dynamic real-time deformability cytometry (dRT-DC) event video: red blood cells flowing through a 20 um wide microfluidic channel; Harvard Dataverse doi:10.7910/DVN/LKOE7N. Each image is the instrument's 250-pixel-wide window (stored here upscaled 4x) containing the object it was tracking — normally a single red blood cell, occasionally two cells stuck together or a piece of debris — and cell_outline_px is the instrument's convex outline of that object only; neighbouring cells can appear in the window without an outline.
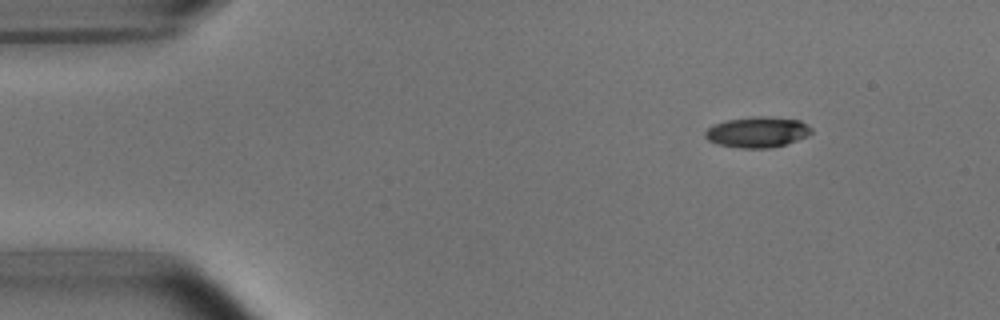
{"species": "common noctule bat (a hibernating species)", "species_latin": "Nyctalus noctula", "temperature_condition": "room temperature", "stored_images_in_passage": 9, "camera_frame_rate_fps": 3000, "um_per_image_px": 0.085, "animal": {"sex": "male", "body_mass_g": 15.6}, "frame": {"image": 1, "passage_image": 1, "time_ms": 0.0, "image_size_px": [1000, 320], "cell_outline_px": [[812, 132], [808, 136], [772, 148], [740, 148], [716, 144], [708, 140], [704, 136], [704, 132], [712, 124], [728, 120], [752, 116], [772, 116], [800, 120], [808, 124], [812, 128]], "centroid_in_image_um": [64.38, 11.22], "position_along_channel_um": 20.6, "area_um2": 19.25}}
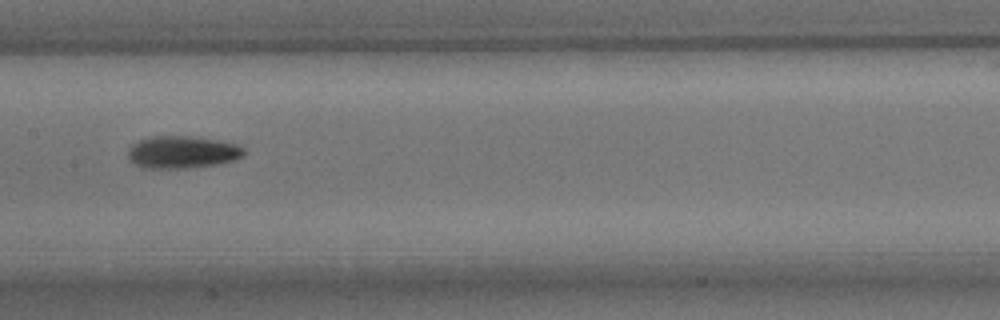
{"frame": {"image": 2, "passage_image": 7, "time_ms": 6.667, "image_size_px": [1000, 320], "cell_outline_px": [[244, 156], [236, 160], [216, 164], [184, 168], [140, 168], [128, 160], [128, 148], [132, 144], [148, 136], [188, 136], [216, 140], [236, 144], [244, 148]], "centroid_in_image_um": [15.45, 12.93], "position_along_channel_um": 192.0, "area_um2": 21.96}}
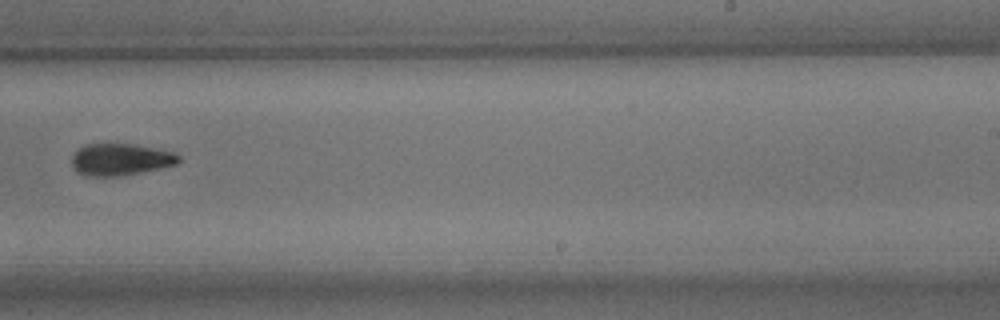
{"frame": {"image": 3, "passage_image": 9, "time_ms": 9.0, "image_size_px": [1000, 320], "cell_outline_px": [[180, 160], [176, 164], [160, 168], [120, 176], [84, 176], [76, 172], [72, 168], [72, 156], [84, 144], [132, 144], [172, 152], [180, 156]], "centroid_in_image_um": [10.19, 13.57], "position_along_channel_um": 278.8, "area_um2": 19.71}}